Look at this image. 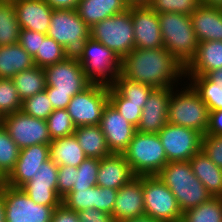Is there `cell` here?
Masks as SVG:
<instances>
[{
	"mask_svg": "<svg viewBox=\"0 0 222 222\" xmlns=\"http://www.w3.org/2000/svg\"><path fill=\"white\" fill-rule=\"evenodd\" d=\"M135 48L155 49L163 46L157 13L149 6H131Z\"/></svg>",
	"mask_w": 222,
	"mask_h": 222,
	"instance_id": "e0dca14e",
	"label": "cell"
},
{
	"mask_svg": "<svg viewBox=\"0 0 222 222\" xmlns=\"http://www.w3.org/2000/svg\"><path fill=\"white\" fill-rule=\"evenodd\" d=\"M122 154L136 176L157 175L168 163L158 133L136 131Z\"/></svg>",
	"mask_w": 222,
	"mask_h": 222,
	"instance_id": "52a82bcc",
	"label": "cell"
},
{
	"mask_svg": "<svg viewBox=\"0 0 222 222\" xmlns=\"http://www.w3.org/2000/svg\"><path fill=\"white\" fill-rule=\"evenodd\" d=\"M158 135L168 162L189 161L201 150L202 134L192 128L167 123Z\"/></svg>",
	"mask_w": 222,
	"mask_h": 222,
	"instance_id": "5bb4252c",
	"label": "cell"
},
{
	"mask_svg": "<svg viewBox=\"0 0 222 222\" xmlns=\"http://www.w3.org/2000/svg\"><path fill=\"white\" fill-rule=\"evenodd\" d=\"M200 98L209 108V111L222 110V85L212 82L206 75L185 76ZM188 78V80H187Z\"/></svg>",
	"mask_w": 222,
	"mask_h": 222,
	"instance_id": "1f68e13d",
	"label": "cell"
},
{
	"mask_svg": "<svg viewBox=\"0 0 222 222\" xmlns=\"http://www.w3.org/2000/svg\"><path fill=\"white\" fill-rule=\"evenodd\" d=\"M121 222H161V221L154 220L151 217L144 215V216L136 217V218H133V219H127V220H124V221H121Z\"/></svg>",
	"mask_w": 222,
	"mask_h": 222,
	"instance_id": "db71d44e",
	"label": "cell"
},
{
	"mask_svg": "<svg viewBox=\"0 0 222 222\" xmlns=\"http://www.w3.org/2000/svg\"><path fill=\"white\" fill-rule=\"evenodd\" d=\"M20 25L13 0H0V46L19 42Z\"/></svg>",
	"mask_w": 222,
	"mask_h": 222,
	"instance_id": "4dcf8cb0",
	"label": "cell"
},
{
	"mask_svg": "<svg viewBox=\"0 0 222 222\" xmlns=\"http://www.w3.org/2000/svg\"><path fill=\"white\" fill-rule=\"evenodd\" d=\"M49 159V144H37L20 149L16 165L5 178V184L21 188L25 183L32 180L40 165Z\"/></svg>",
	"mask_w": 222,
	"mask_h": 222,
	"instance_id": "ac0fdd59",
	"label": "cell"
},
{
	"mask_svg": "<svg viewBox=\"0 0 222 222\" xmlns=\"http://www.w3.org/2000/svg\"><path fill=\"white\" fill-rule=\"evenodd\" d=\"M46 36V34L40 32L21 29L18 43L29 55L34 57L39 52L40 38H45Z\"/></svg>",
	"mask_w": 222,
	"mask_h": 222,
	"instance_id": "7dc6e473",
	"label": "cell"
},
{
	"mask_svg": "<svg viewBox=\"0 0 222 222\" xmlns=\"http://www.w3.org/2000/svg\"><path fill=\"white\" fill-rule=\"evenodd\" d=\"M134 177L136 175L123 154L112 153L100 159L97 186L118 190Z\"/></svg>",
	"mask_w": 222,
	"mask_h": 222,
	"instance_id": "7402d4cb",
	"label": "cell"
},
{
	"mask_svg": "<svg viewBox=\"0 0 222 222\" xmlns=\"http://www.w3.org/2000/svg\"><path fill=\"white\" fill-rule=\"evenodd\" d=\"M2 125L20 149L37 144H50L52 141L46 120L34 118L22 111L4 115Z\"/></svg>",
	"mask_w": 222,
	"mask_h": 222,
	"instance_id": "4fadbf2b",
	"label": "cell"
},
{
	"mask_svg": "<svg viewBox=\"0 0 222 222\" xmlns=\"http://www.w3.org/2000/svg\"><path fill=\"white\" fill-rule=\"evenodd\" d=\"M35 66L34 59L19 43L0 46V78L12 79Z\"/></svg>",
	"mask_w": 222,
	"mask_h": 222,
	"instance_id": "4316f807",
	"label": "cell"
},
{
	"mask_svg": "<svg viewBox=\"0 0 222 222\" xmlns=\"http://www.w3.org/2000/svg\"><path fill=\"white\" fill-rule=\"evenodd\" d=\"M80 222H116L111 214L102 212L96 208H88L78 212Z\"/></svg>",
	"mask_w": 222,
	"mask_h": 222,
	"instance_id": "c3c4849f",
	"label": "cell"
},
{
	"mask_svg": "<svg viewBox=\"0 0 222 222\" xmlns=\"http://www.w3.org/2000/svg\"><path fill=\"white\" fill-rule=\"evenodd\" d=\"M144 215L142 176H136L118 189L112 216L116 222H121Z\"/></svg>",
	"mask_w": 222,
	"mask_h": 222,
	"instance_id": "ffe728a7",
	"label": "cell"
},
{
	"mask_svg": "<svg viewBox=\"0 0 222 222\" xmlns=\"http://www.w3.org/2000/svg\"><path fill=\"white\" fill-rule=\"evenodd\" d=\"M222 68V41L199 42L193 60L185 68V76H203Z\"/></svg>",
	"mask_w": 222,
	"mask_h": 222,
	"instance_id": "cb8c5ba5",
	"label": "cell"
},
{
	"mask_svg": "<svg viewBox=\"0 0 222 222\" xmlns=\"http://www.w3.org/2000/svg\"><path fill=\"white\" fill-rule=\"evenodd\" d=\"M49 153L50 159L58 166L78 167L87 158L75 135L53 139Z\"/></svg>",
	"mask_w": 222,
	"mask_h": 222,
	"instance_id": "83f0119b",
	"label": "cell"
},
{
	"mask_svg": "<svg viewBox=\"0 0 222 222\" xmlns=\"http://www.w3.org/2000/svg\"><path fill=\"white\" fill-rule=\"evenodd\" d=\"M74 135L86 157L102 159L112 154L100 125L76 127Z\"/></svg>",
	"mask_w": 222,
	"mask_h": 222,
	"instance_id": "f1b7e54d",
	"label": "cell"
},
{
	"mask_svg": "<svg viewBox=\"0 0 222 222\" xmlns=\"http://www.w3.org/2000/svg\"><path fill=\"white\" fill-rule=\"evenodd\" d=\"M201 3L222 8V0H201Z\"/></svg>",
	"mask_w": 222,
	"mask_h": 222,
	"instance_id": "6f0895ef",
	"label": "cell"
},
{
	"mask_svg": "<svg viewBox=\"0 0 222 222\" xmlns=\"http://www.w3.org/2000/svg\"><path fill=\"white\" fill-rule=\"evenodd\" d=\"M0 222H5V209H4L3 196L1 192H0Z\"/></svg>",
	"mask_w": 222,
	"mask_h": 222,
	"instance_id": "9f6ffc18",
	"label": "cell"
},
{
	"mask_svg": "<svg viewBox=\"0 0 222 222\" xmlns=\"http://www.w3.org/2000/svg\"><path fill=\"white\" fill-rule=\"evenodd\" d=\"M91 85L114 86L120 75L121 59L105 45L89 37L79 60Z\"/></svg>",
	"mask_w": 222,
	"mask_h": 222,
	"instance_id": "ba28073f",
	"label": "cell"
},
{
	"mask_svg": "<svg viewBox=\"0 0 222 222\" xmlns=\"http://www.w3.org/2000/svg\"><path fill=\"white\" fill-rule=\"evenodd\" d=\"M145 216L161 222H179L183 213L172 191L157 175L142 176Z\"/></svg>",
	"mask_w": 222,
	"mask_h": 222,
	"instance_id": "30bf717a",
	"label": "cell"
},
{
	"mask_svg": "<svg viewBox=\"0 0 222 222\" xmlns=\"http://www.w3.org/2000/svg\"><path fill=\"white\" fill-rule=\"evenodd\" d=\"M109 102L129 123L137 128L142 114L141 104L127 103L113 87L109 88Z\"/></svg>",
	"mask_w": 222,
	"mask_h": 222,
	"instance_id": "7bdbcfd3",
	"label": "cell"
},
{
	"mask_svg": "<svg viewBox=\"0 0 222 222\" xmlns=\"http://www.w3.org/2000/svg\"><path fill=\"white\" fill-rule=\"evenodd\" d=\"M157 15L164 48L186 68L193 60L198 47L190 15L179 13Z\"/></svg>",
	"mask_w": 222,
	"mask_h": 222,
	"instance_id": "277c9868",
	"label": "cell"
},
{
	"mask_svg": "<svg viewBox=\"0 0 222 222\" xmlns=\"http://www.w3.org/2000/svg\"><path fill=\"white\" fill-rule=\"evenodd\" d=\"M53 9H76L79 0H44Z\"/></svg>",
	"mask_w": 222,
	"mask_h": 222,
	"instance_id": "816d5d0a",
	"label": "cell"
},
{
	"mask_svg": "<svg viewBox=\"0 0 222 222\" xmlns=\"http://www.w3.org/2000/svg\"><path fill=\"white\" fill-rule=\"evenodd\" d=\"M100 159L87 157L75 167V183L72 189H87L97 185Z\"/></svg>",
	"mask_w": 222,
	"mask_h": 222,
	"instance_id": "f35d334b",
	"label": "cell"
},
{
	"mask_svg": "<svg viewBox=\"0 0 222 222\" xmlns=\"http://www.w3.org/2000/svg\"><path fill=\"white\" fill-rule=\"evenodd\" d=\"M22 100L12 79L0 78V115L21 111Z\"/></svg>",
	"mask_w": 222,
	"mask_h": 222,
	"instance_id": "ab89813d",
	"label": "cell"
},
{
	"mask_svg": "<svg viewBox=\"0 0 222 222\" xmlns=\"http://www.w3.org/2000/svg\"><path fill=\"white\" fill-rule=\"evenodd\" d=\"M189 163L194 175L212 197L222 198V168H219L202 150L196 153Z\"/></svg>",
	"mask_w": 222,
	"mask_h": 222,
	"instance_id": "484cf974",
	"label": "cell"
},
{
	"mask_svg": "<svg viewBox=\"0 0 222 222\" xmlns=\"http://www.w3.org/2000/svg\"><path fill=\"white\" fill-rule=\"evenodd\" d=\"M90 37L111 49L120 59L135 48L131 6L90 28Z\"/></svg>",
	"mask_w": 222,
	"mask_h": 222,
	"instance_id": "9c48e42d",
	"label": "cell"
},
{
	"mask_svg": "<svg viewBox=\"0 0 222 222\" xmlns=\"http://www.w3.org/2000/svg\"><path fill=\"white\" fill-rule=\"evenodd\" d=\"M183 83L186 84L179 85L182 87L180 90H177L179 87H172L167 122L192 128L205 135L209 125V108L188 82Z\"/></svg>",
	"mask_w": 222,
	"mask_h": 222,
	"instance_id": "5b68a950",
	"label": "cell"
},
{
	"mask_svg": "<svg viewBox=\"0 0 222 222\" xmlns=\"http://www.w3.org/2000/svg\"><path fill=\"white\" fill-rule=\"evenodd\" d=\"M212 82L222 85V68L213 70L206 75Z\"/></svg>",
	"mask_w": 222,
	"mask_h": 222,
	"instance_id": "f5cc1de1",
	"label": "cell"
},
{
	"mask_svg": "<svg viewBox=\"0 0 222 222\" xmlns=\"http://www.w3.org/2000/svg\"><path fill=\"white\" fill-rule=\"evenodd\" d=\"M62 204L71 211L80 212L95 208L96 186L87 189H72L62 198Z\"/></svg>",
	"mask_w": 222,
	"mask_h": 222,
	"instance_id": "74e56055",
	"label": "cell"
},
{
	"mask_svg": "<svg viewBox=\"0 0 222 222\" xmlns=\"http://www.w3.org/2000/svg\"><path fill=\"white\" fill-rule=\"evenodd\" d=\"M58 165L51 159L40 165L32 180L21 189L35 203L46 206H60L62 198L57 193Z\"/></svg>",
	"mask_w": 222,
	"mask_h": 222,
	"instance_id": "9a60e30c",
	"label": "cell"
},
{
	"mask_svg": "<svg viewBox=\"0 0 222 222\" xmlns=\"http://www.w3.org/2000/svg\"><path fill=\"white\" fill-rule=\"evenodd\" d=\"M129 8L125 0H79L76 11L91 28L94 24Z\"/></svg>",
	"mask_w": 222,
	"mask_h": 222,
	"instance_id": "d4e9b609",
	"label": "cell"
},
{
	"mask_svg": "<svg viewBox=\"0 0 222 222\" xmlns=\"http://www.w3.org/2000/svg\"><path fill=\"white\" fill-rule=\"evenodd\" d=\"M113 88L127 99V103L141 104L142 109L149 95L155 89L151 85L131 81L121 75L116 79Z\"/></svg>",
	"mask_w": 222,
	"mask_h": 222,
	"instance_id": "836d02e7",
	"label": "cell"
},
{
	"mask_svg": "<svg viewBox=\"0 0 222 222\" xmlns=\"http://www.w3.org/2000/svg\"><path fill=\"white\" fill-rule=\"evenodd\" d=\"M172 88H155L149 95L142 109L137 131L142 133H158L168 122Z\"/></svg>",
	"mask_w": 222,
	"mask_h": 222,
	"instance_id": "d6986e66",
	"label": "cell"
},
{
	"mask_svg": "<svg viewBox=\"0 0 222 222\" xmlns=\"http://www.w3.org/2000/svg\"><path fill=\"white\" fill-rule=\"evenodd\" d=\"M100 128L111 153L122 154L128 147L137 129L108 102L103 110Z\"/></svg>",
	"mask_w": 222,
	"mask_h": 222,
	"instance_id": "2e32d148",
	"label": "cell"
},
{
	"mask_svg": "<svg viewBox=\"0 0 222 222\" xmlns=\"http://www.w3.org/2000/svg\"><path fill=\"white\" fill-rule=\"evenodd\" d=\"M5 184V178L0 174V187Z\"/></svg>",
	"mask_w": 222,
	"mask_h": 222,
	"instance_id": "680465c9",
	"label": "cell"
},
{
	"mask_svg": "<svg viewBox=\"0 0 222 222\" xmlns=\"http://www.w3.org/2000/svg\"><path fill=\"white\" fill-rule=\"evenodd\" d=\"M117 191L108 187H99L96 185V204L95 208L111 214L113 213Z\"/></svg>",
	"mask_w": 222,
	"mask_h": 222,
	"instance_id": "bcb514c9",
	"label": "cell"
},
{
	"mask_svg": "<svg viewBox=\"0 0 222 222\" xmlns=\"http://www.w3.org/2000/svg\"><path fill=\"white\" fill-rule=\"evenodd\" d=\"M128 6H148L151 0H125Z\"/></svg>",
	"mask_w": 222,
	"mask_h": 222,
	"instance_id": "11a10c76",
	"label": "cell"
},
{
	"mask_svg": "<svg viewBox=\"0 0 222 222\" xmlns=\"http://www.w3.org/2000/svg\"><path fill=\"white\" fill-rule=\"evenodd\" d=\"M206 134L222 135V110L210 112L209 125Z\"/></svg>",
	"mask_w": 222,
	"mask_h": 222,
	"instance_id": "f907efd6",
	"label": "cell"
},
{
	"mask_svg": "<svg viewBox=\"0 0 222 222\" xmlns=\"http://www.w3.org/2000/svg\"><path fill=\"white\" fill-rule=\"evenodd\" d=\"M75 183V167L74 166H58L57 176V193L63 198L71 190Z\"/></svg>",
	"mask_w": 222,
	"mask_h": 222,
	"instance_id": "f6af8a7d",
	"label": "cell"
},
{
	"mask_svg": "<svg viewBox=\"0 0 222 222\" xmlns=\"http://www.w3.org/2000/svg\"><path fill=\"white\" fill-rule=\"evenodd\" d=\"M51 222H80L78 213L68 210L63 204L54 209Z\"/></svg>",
	"mask_w": 222,
	"mask_h": 222,
	"instance_id": "681fc988",
	"label": "cell"
},
{
	"mask_svg": "<svg viewBox=\"0 0 222 222\" xmlns=\"http://www.w3.org/2000/svg\"><path fill=\"white\" fill-rule=\"evenodd\" d=\"M46 92L53 109H66L71 98L90 84L78 60L64 59L44 68Z\"/></svg>",
	"mask_w": 222,
	"mask_h": 222,
	"instance_id": "7a4b0ae2",
	"label": "cell"
},
{
	"mask_svg": "<svg viewBox=\"0 0 222 222\" xmlns=\"http://www.w3.org/2000/svg\"><path fill=\"white\" fill-rule=\"evenodd\" d=\"M190 18L198 43L222 41V8L201 3Z\"/></svg>",
	"mask_w": 222,
	"mask_h": 222,
	"instance_id": "603a6c76",
	"label": "cell"
},
{
	"mask_svg": "<svg viewBox=\"0 0 222 222\" xmlns=\"http://www.w3.org/2000/svg\"><path fill=\"white\" fill-rule=\"evenodd\" d=\"M201 150L219 168H222V135H202Z\"/></svg>",
	"mask_w": 222,
	"mask_h": 222,
	"instance_id": "ee69618b",
	"label": "cell"
},
{
	"mask_svg": "<svg viewBox=\"0 0 222 222\" xmlns=\"http://www.w3.org/2000/svg\"><path fill=\"white\" fill-rule=\"evenodd\" d=\"M21 29L48 33L53 8L44 0H13Z\"/></svg>",
	"mask_w": 222,
	"mask_h": 222,
	"instance_id": "44dd1931",
	"label": "cell"
},
{
	"mask_svg": "<svg viewBox=\"0 0 222 222\" xmlns=\"http://www.w3.org/2000/svg\"><path fill=\"white\" fill-rule=\"evenodd\" d=\"M2 125V116L0 115V126Z\"/></svg>",
	"mask_w": 222,
	"mask_h": 222,
	"instance_id": "91938a15",
	"label": "cell"
},
{
	"mask_svg": "<svg viewBox=\"0 0 222 222\" xmlns=\"http://www.w3.org/2000/svg\"><path fill=\"white\" fill-rule=\"evenodd\" d=\"M51 139L74 135L76 129L66 109H54L46 119Z\"/></svg>",
	"mask_w": 222,
	"mask_h": 222,
	"instance_id": "8d00e7d4",
	"label": "cell"
},
{
	"mask_svg": "<svg viewBox=\"0 0 222 222\" xmlns=\"http://www.w3.org/2000/svg\"><path fill=\"white\" fill-rule=\"evenodd\" d=\"M47 36L64 48L66 59L79 61L90 37V28L76 9H54Z\"/></svg>",
	"mask_w": 222,
	"mask_h": 222,
	"instance_id": "8992f818",
	"label": "cell"
},
{
	"mask_svg": "<svg viewBox=\"0 0 222 222\" xmlns=\"http://www.w3.org/2000/svg\"><path fill=\"white\" fill-rule=\"evenodd\" d=\"M33 59L35 66L48 67L65 59L64 48L53 38H40L39 52Z\"/></svg>",
	"mask_w": 222,
	"mask_h": 222,
	"instance_id": "d590c367",
	"label": "cell"
},
{
	"mask_svg": "<svg viewBox=\"0 0 222 222\" xmlns=\"http://www.w3.org/2000/svg\"><path fill=\"white\" fill-rule=\"evenodd\" d=\"M109 102V88L89 85L71 98L66 107L75 127L99 125Z\"/></svg>",
	"mask_w": 222,
	"mask_h": 222,
	"instance_id": "7c38bea8",
	"label": "cell"
},
{
	"mask_svg": "<svg viewBox=\"0 0 222 222\" xmlns=\"http://www.w3.org/2000/svg\"><path fill=\"white\" fill-rule=\"evenodd\" d=\"M20 148L12 140L7 130L0 126V174L6 178L14 169Z\"/></svg>",
	"mask_w": 222,
	"mask_h": 222,
	"instance_id": "e575fe53",
	"label": "cell"
},
{
	"mask_svg": "<svg viewBox=\"0 0 222 222\" xmlns=\"http://www.w3.org/2000/svg\"><path fill=\"white\" fill-rule=\"evenodd\" d=\"M157 176L172 191L182 213L212 197L194 175L189 161L168 162Z\"/></svg>",
	"mask_w": 222,
	"mask_h": 222,
	"instance_id": "3957f363",
	"label": "cell"
},
{
	"mask_svg": "<svg viewBox=\"0 0 222 222\" xmlns=\"http://www.w3.org/2000/svg\"><path fill=\"white\" fill-rule=\"evenodd\" d=\"M21 111L34 118L46 120L54 111L46 91L22 101Z\"/></svg>",
	"mask_w": 222,
	"mask_h": 222,
	"instance_id": "b9f144b4",
	"label": "cell"
},
{
	"mask_svg": "<svg viewBox=\"0 0 222 222\" xmlns=\"http://www.w3.org/2000/svg\"><path fill=\"white\" fill-rule=\"evenodd\" d=\"M183 222H222V198L211 197L183 213Z\"/></svg>",
	"mask_w": 222,
	"mask_h": 222,
	"instance_id": "d6a6232c",
	"label": "cell"
},
{
	"mask_svg": "<svg viewBox=\"0 0 222 222\" xmlns=\"http://www.w3.org/2000/svg\"><path fill=\"white\" fill-rule=\"evenodd\" d=\"M120 75L154 88H172L185 80V68L164 47L134 48L121 59Z\"/></svg>",
	"mask_w": 222,
	"mask_h": 222,
	"instance_id": "6da1fadb",
	"label": "cell"
},
{
	"mask_svg": "<svg viewBox=\"0 0 222 222\" xmlns=\"http://www.w3.org/2000/svg\"><path fill=\"white\" fill-rule=\"evenodd\" d=\"M12 80L22 101L46 90L45 71L38 66L17 73Z\"/></svg>",
	"mask_w": 222,
	"mask_h": 222,
	"instance_id": "f546056e",
	"label": "cell"
},
{
	"mask_svg": "<svg viewBox=\"0 0 222 222\" xmlns=\"http://www.w3.org/2000/svg\"><path fill=\"white\" fill-rule=\"evenodd\" d=\"M5 209V222H51L54 209L35 203L21 188L3 184L0 187Z\"/></svg>",
	"mask_w": 222,
	"mask_h": 222,
	"instance_id": "8fae6325",
	"label": "cell"
},
{
	"mask_svg": "<svg viewBox=\"0 0 222 222\" xmlns=\"http://www.w3.org/2000/svg\"><path fill=\"white\" fill-rule=\"evenodd\" d=\"M201 4V0H151L148 5L157 14L179 13L191 15Z\"/></svg>",
	"mask_w": 222,
	"mask_h": 222,
	"instance_id": "60d3db41",
	"label": "cell"
}]
</instances>
